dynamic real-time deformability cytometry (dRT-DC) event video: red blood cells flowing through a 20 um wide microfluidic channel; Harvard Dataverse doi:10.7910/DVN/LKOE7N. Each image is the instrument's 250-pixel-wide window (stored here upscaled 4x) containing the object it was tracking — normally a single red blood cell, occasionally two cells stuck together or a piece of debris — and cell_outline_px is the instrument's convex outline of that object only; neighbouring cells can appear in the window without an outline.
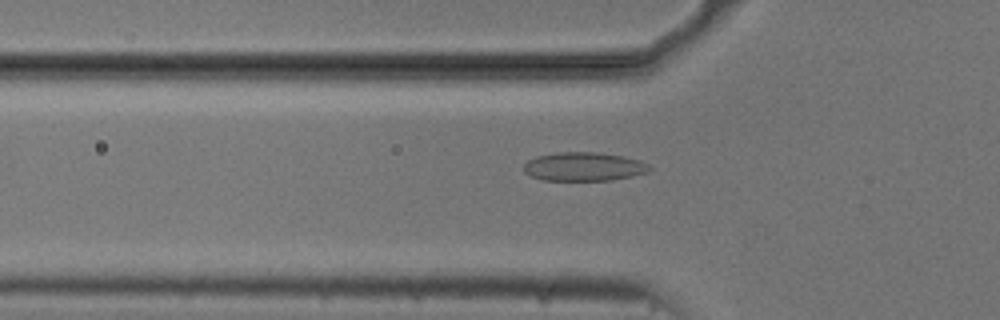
{"species": "common noctule bat (a hibernating species)", "species_latin": "Nyctalus noctula", "temperature_condition": "cold", "stored_images_in_passage": 38, "camera_frame_rate_fps": 3000, "um_per_image_px": 0.085, "animal": {"sex": "male", "body_mass_g": 20.5, "forearm_length_mm": 52.5}, "frame": {"image": 1, "passage_image": 2, "time_ms": 0.333, "image_size_px": [1000, 320], "cell_outline_px": [[652, 168], [648, 172], [632, 176], [612, 180], [544, 180], [532, 176], [524, 172], [524, 164], [528, 160], [536, 156], [556, 152], [596, 152], [624, 156], [640, 160], [648, 164]], "centroid_in_image_um": [49.64, 14.15], "position_along_channel_um": 76.2, "area_um2": 21.1}}
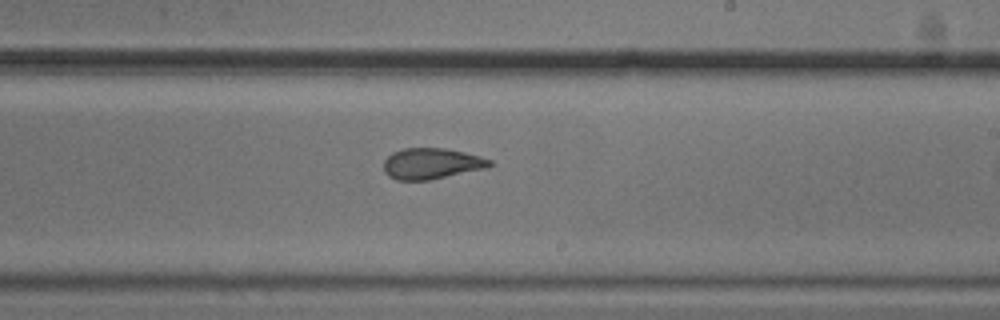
{"frame": {"image": 2, "passage_image": 16, "time_ms": 5.0, "image_size_px": [1000, 320], "cell_outline_px": [[492, 164], [488, 168], [428, 180], [396, 180], [388, 176], [384, 172], [384, 160], [392, 152], [404, 148], [444, 148], [464, 152], [480, 156], [492, 160]], "centroid_in_image_um": [36.67, 13.9], "position_along_channel_um": 252.3, "area_um2": 19.19}}
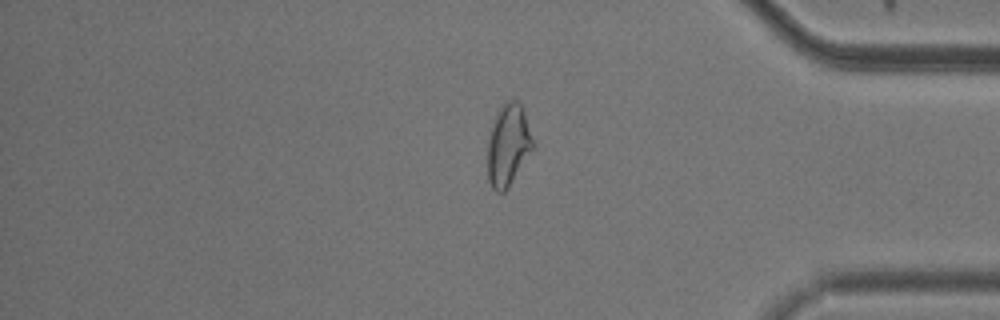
{"frame": {"image": 3, "passage_image": 29, "time_ms": 9.333, "image_size_px": [1000, 320], "cell_outline_px": [[536, 148], [508, 188], [504, 192], [496, 192], [492, 188], [488, 180], [488, 140], [492, 124], [504, 100], [516, 100], [520, 104], [524, 112], [536, 144]], "centroid_in_image_um": [43.24, 12.36], "position_along_channel_um": 392.0, "area_um2": 22.02}, "authors_computed_cell_mechanics": {"area_um2": 19.9699, "velocity_mm_per_s": 3.7477, "shape_relaxation_time_tau1_ms": null, "shape_relaxation_time_tau2_ms": 1.1445, "deformation_change_tau1": null, "deformation_change_tau2": 0.0674}}